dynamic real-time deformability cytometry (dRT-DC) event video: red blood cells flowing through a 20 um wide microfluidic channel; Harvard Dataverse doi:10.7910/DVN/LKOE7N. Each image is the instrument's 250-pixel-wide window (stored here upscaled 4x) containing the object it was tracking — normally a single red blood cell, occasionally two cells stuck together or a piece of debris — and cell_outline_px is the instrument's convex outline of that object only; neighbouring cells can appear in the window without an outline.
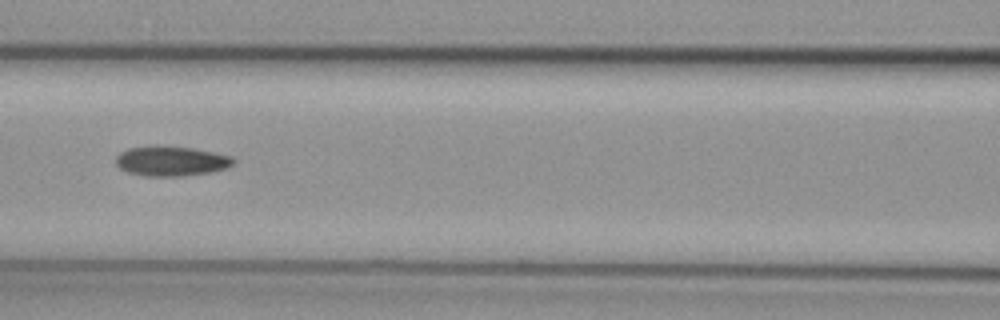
{"species": "common noctule bat (a hibernating species)", "species_latin": "Nyctalus noctula", "temperature_condition": "cold", "stored_images_in_passage": 7, "camera_frame_rate_fps": 3000, "um_per_image_px": 0.085, "animal": {"sex": "female", "body_mass_g": 29.2, "forearm_length_mm": 56.3}, "frame": {"image": 1, "passage_image": 5, "time_ms": 5.333, "image_size_px": [1000, 320], "cell_outline_px": [[236, 160], [228, 168], [212, 172], [184, 176], [144, 176], [128, 172], [120, 168], [116, 164], [116, 156], [120, 152], [128, 148], [152, 144], [192, 148], [232, 156]], "centroid_in_image_um": [14.54, 13.68], "position_along_channel_um": 152.1, "area_um2": 20.81}}
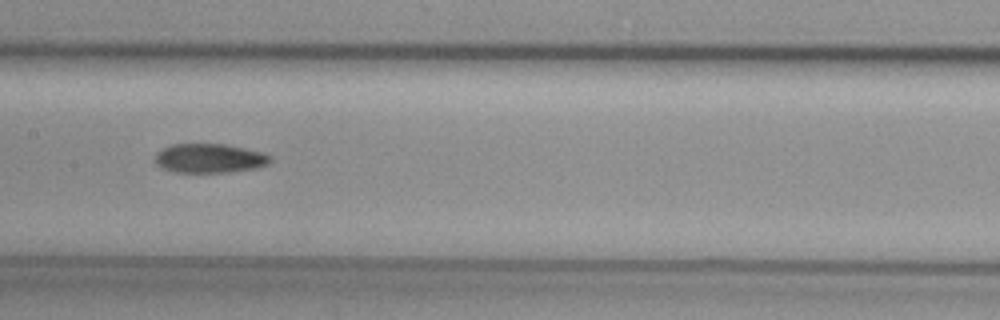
{"frame": {"image": 2, "passage_image": 6, "time_ms": 6.333, "image_size_px": [1000, 320], "cell_outline_px": [[272, 160], [268, 164], [252, 168], [228, 172], [172, 172], [160, 168], [152, 160], [156, 152], [172, 144], [224, 144], [244, 148], [260, 152], [268, 156]], "centroid_in_image_um": [17.7, 13.46], "position_along_channel_um": 189.7, "area_um2": 19.54}}